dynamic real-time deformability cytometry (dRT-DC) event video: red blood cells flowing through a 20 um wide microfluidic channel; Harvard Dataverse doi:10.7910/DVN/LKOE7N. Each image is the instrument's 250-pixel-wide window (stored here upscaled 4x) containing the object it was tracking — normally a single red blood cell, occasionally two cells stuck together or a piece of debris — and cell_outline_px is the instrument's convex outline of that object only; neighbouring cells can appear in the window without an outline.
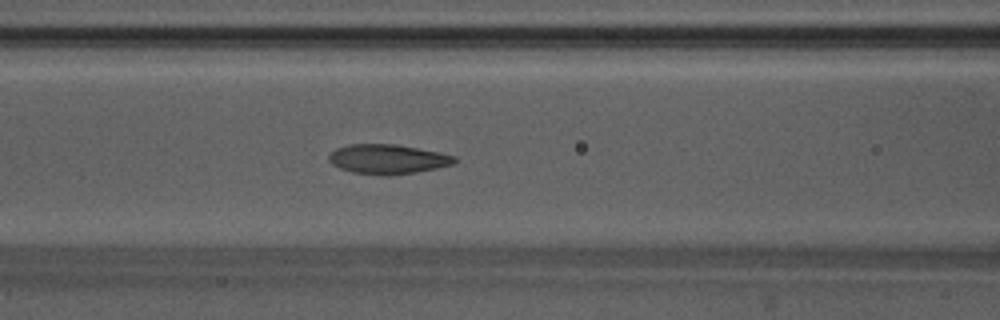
{"species": "Egyptian fruit bat (a non-hibernating species)", "species_latin": "Rousettus aegyptiacus", "temperature_condition": "warm", "stored_images_in_passage": 52, "camera_frame_rate_fps": 3000, "um_per_image_px": 0.085, "animal": {"sex": "male"}, "frame": {"image": 1, "passage_image": 20, "time_ms": 6.333, "image_size_px": [1000, 320], "cell_outline_px": [[456, 160], [452, 164], [436, 168], [416, 172], [388, 176], [380, 176], [352, 172], [340, 168], [332, 164], [328, 160], [328, 156], [336, 148], [348, 144], [396, 144], [440, 152], [456, 156]], "centroid_in_image_um": [32.94, 13.53], "position_along_channel_um": 133.7, "area_um2": 21.79}}
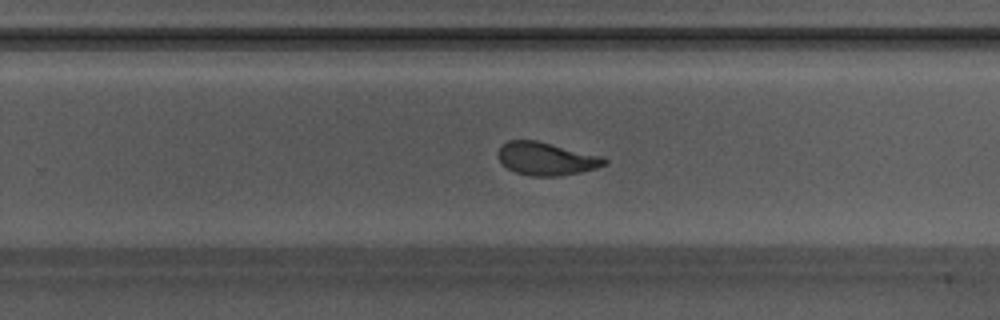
{"frame": {"image": 2, "passage_image": 32, "time_ms": 10.333, "image_size_px": [1000, 320], "cell_outline_px": [[608, 164], [596, 168], [580, 172], [560, 176], [532, 176], [516, 172], [508, 168], [496, 156], [496, 152], [500, 144], [508, 140], [536, 140], [600, 156], [608, 160]], "centroid_in_image_um": [46.39, 13.48], "position_along_channel_um": 283.4, "area_um2": 20.4}}
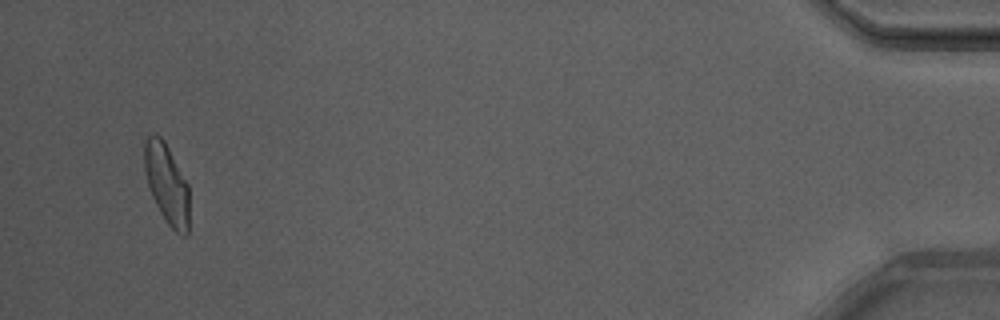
{"frame": {"image": 3, "passage_image": 50, "time_ms": 16.333, "image_size_px": [1000, 320], "cell_outline_px": [[188, 236], [184, 236], [176, 232], [168, 224], [160, 212], [152, 196], [148, 184], [144, 168], [144, 140], [152, 132], [156, 132], [164, 140], [188, 184]], "centroid_in_image_um": [14.16, 15.59], "position_along_channel_um": 421.0, "area_um2": 20.87}, "authors_computed_cell_mechanics": {"area_um2": 21.2993, "velocity_mm_per_s": 3.76, "shape_relaxation_time_tau1_ms": 5.9313, "shape_relaxation_time_tau2_ms": 1.5272, "deformation_change_tau1": 0.1771, "deformation_change_tau2": 0.0789}}